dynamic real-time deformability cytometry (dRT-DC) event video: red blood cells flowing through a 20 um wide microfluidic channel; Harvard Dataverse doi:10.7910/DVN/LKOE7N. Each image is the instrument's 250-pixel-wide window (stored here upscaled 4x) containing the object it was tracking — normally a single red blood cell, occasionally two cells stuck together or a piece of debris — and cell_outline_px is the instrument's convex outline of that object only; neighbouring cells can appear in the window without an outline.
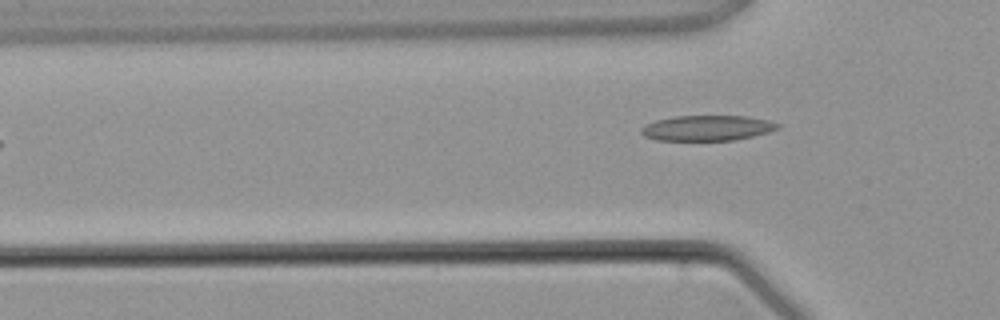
{"species": "common noctule bat (a hibernating species)", "species_latin": "Nyctalus noctula", "temperature_condition": "warm", "stored_images_in_passage": 3, "camera_frame_rate_fps": 3000, "um_per_image_px": 0.085, "animal": {"sex": "male", "body_mass_g": 21.5, "forearm_length_mm": 52.0}, "frame": {"image": 1, "passage_image": 3, "time_ms": 2.333, "image_size_px": [1000, 320], "cell_outline_px": [[780, 128], [768, 132], [736, 140], [656, 140], [644, 136], [640, 132], [640, 128], [656, 120], [676, 116], [748, 116], [768, 120], [780, 124]], "centroid_in_image_um": [60.12, 10.88], "position_along_channel_um": 65.7, "area_um2": 20.11}}